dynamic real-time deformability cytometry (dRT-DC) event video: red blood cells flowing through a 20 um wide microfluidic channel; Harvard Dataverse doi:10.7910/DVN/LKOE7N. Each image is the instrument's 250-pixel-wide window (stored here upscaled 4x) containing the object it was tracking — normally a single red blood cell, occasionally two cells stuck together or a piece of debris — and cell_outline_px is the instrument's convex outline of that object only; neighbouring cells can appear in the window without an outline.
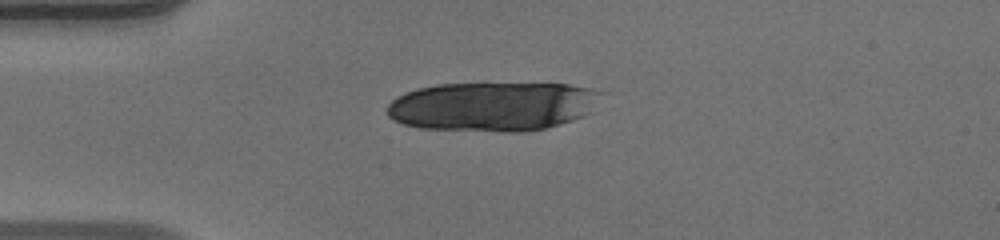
{"species": "human", "species_latin": "Homo sapiens", "temperature_condition": "warm", "stored_images_in_passage": 39, "camera_frame_rate_fps": 3000, "um_per_image_px": 0.085, "donor": {"sex": "male"}, "frame": {"image": 1, "passage_image": 1, "time_ms": 0.0, "image_size_px": [1000, 240], "cell_outline_px": [[596, 92], [588, 112], [584, 116], [572, 120], [544, 128], [524, 132], [504, 132], [420, 128], [404, 124], [392, 120], [388, 116], [388, 104], [392, 100], [408, 92], [420, 88], [440, 84], [484, 80], [568, 84], [588, 88]], "centroid_in_image_um": [41.78, 9.0], "position_along_channel_um": 43.2, "area_um2": 62.08}}